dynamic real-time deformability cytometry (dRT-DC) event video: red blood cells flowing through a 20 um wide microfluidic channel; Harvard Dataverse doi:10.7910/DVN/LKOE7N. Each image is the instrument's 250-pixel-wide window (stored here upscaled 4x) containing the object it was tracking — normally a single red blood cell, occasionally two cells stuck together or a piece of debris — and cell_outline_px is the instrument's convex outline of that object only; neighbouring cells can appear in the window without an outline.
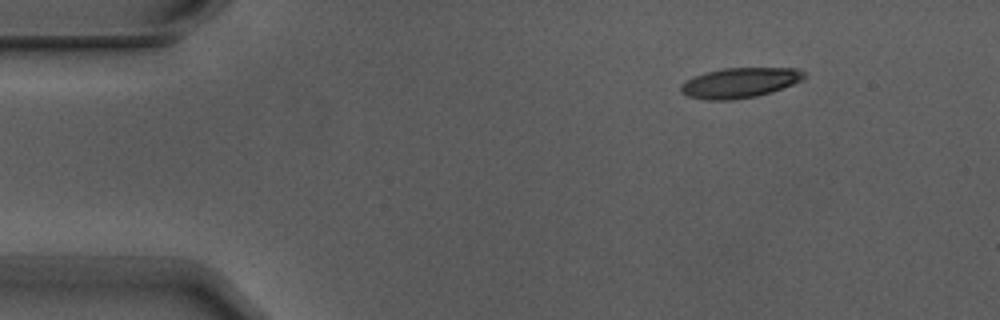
{"species": "Egyptian fruit bat (a non-hibernating species)", "species_latin": "Rousettus aegyptiacus", "temperature_condition": "warm", "stored_images_in_passage": 5, "camera_frame_rate_fps": 3000, "um_per_image_px": 0.085, "animal": {"sex": "male"}, "frame": {"image": 1, "passage_image": 1, "time_ms": 0.0, "image_size_px": [1000, 320], "cell_outline_px": [[804, 80], [772, 92], [756, 96], [732, 100], [708, 100], [688, 96], [680, 92], [680, 84], [696, 76], [708, 72], [724, 68], [796, 68], [804, 72]], "centroid_in_image_um": [62.9, 7.04], "position_along_channel_um": 22.1, "area_um2": 21.5}}
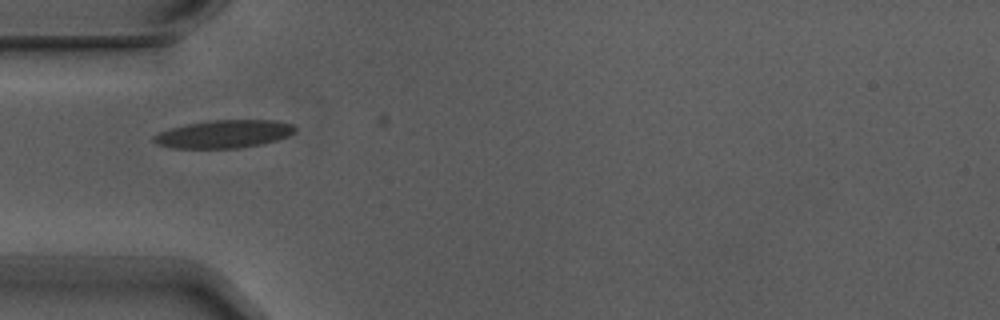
{"frame": {"image": 2, "passage_image": 4, "time_ms": 1.0, "image_size_px": [1000, 320], "cell_outline_px": [[296, 132], [288, 136], [264, 144], [240, 148], [172, 148], [156, 144], [152, 140], [152, 136], [160, 132], [172, 128], [188, 124], [212, 120], [276, 120], [292, 124], [296, 128]], "centroid_in_image_um": [19.06, 11.4], "position_along_channel_um": 65.9, "area_um2": 23.06}}